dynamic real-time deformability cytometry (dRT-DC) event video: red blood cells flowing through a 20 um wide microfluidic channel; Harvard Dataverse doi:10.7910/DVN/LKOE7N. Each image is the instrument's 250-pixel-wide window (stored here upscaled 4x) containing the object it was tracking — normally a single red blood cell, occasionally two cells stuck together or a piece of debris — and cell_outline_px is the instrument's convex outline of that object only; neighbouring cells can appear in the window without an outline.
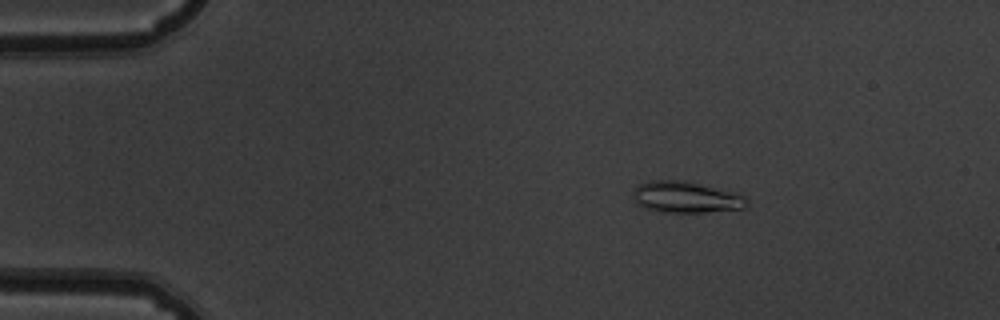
{"species": "common noctule bat (a hibernating species)", "species_latin": "Nyctalus noctula", "temperature_condition": "warm", "stored_images_in_passage": 49, "camera_frame_rate_fps": 3000, "um_per_image_px": 0.085, "animal": {"sex": "male", "body_mass_g": 19.5, "forearm_length_mm": 54.6}, "frame": {"image": 1, "passage_image": 5, "time_ms": 1.333, "image_size_px": [1000, 320], "cell_outline_px": [[748, 204], [744, 208], [704, 212], [656, 212], [644, 208], [636, 204], [632, 200], [632, 196], [636, 188], [640, 184], [648, 180], [684, 180], [744, 196], [748, 200]], "centroid_in_image_um": [58.22, 16.77], "position_along_channel_um": 26.8, "area_um2": 20.63}}
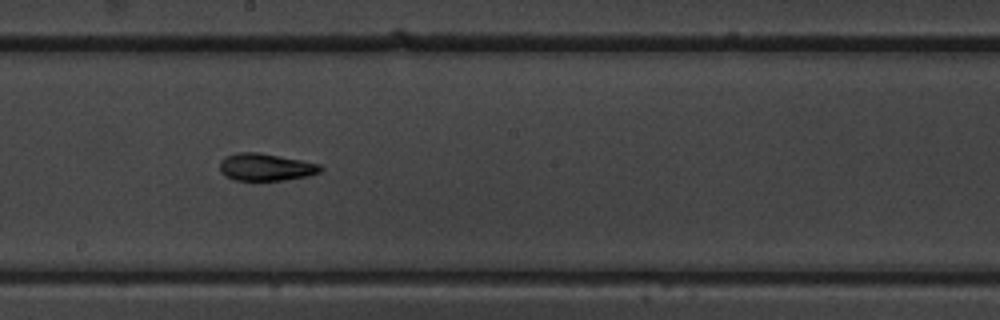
{"frame": {"image": 2, "passage_image": 26, "time_ms": 8.333, "image_size_px": [1000, 320], "cell_outline_px": [[324, 168], [320, 172], [308, 176], [284, 180], [232, 180], [224, 176], [220, 172], [220, 160], [224, 156], [236, 152], [260, 152], [320, 164]], "centroid_in_image_um": [22.55, 14.2], "position_along_channel_um": 225.7, "area_um2": 16.24}}
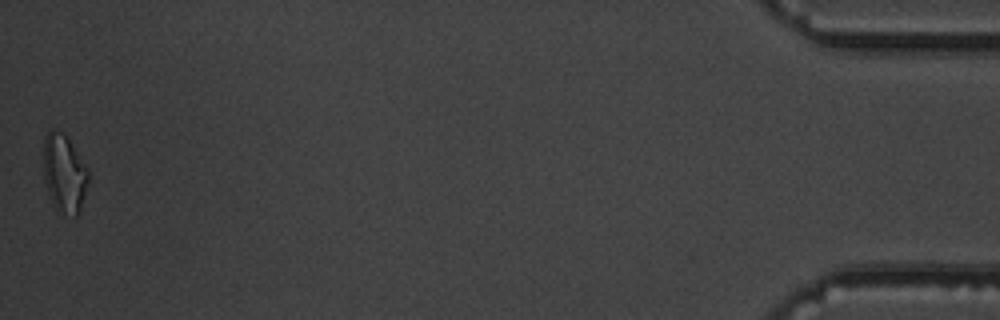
{"frame": {"image": 3, "passage_image": 49, "time_ms": 16.0, "image_size_px": [1000, 320], "cell_outline_px": [[88, 184], [80, 208], [76, 216], [64, 212], [56, 208], [52, 204], [44, 180], [44, 136], [52, 128], [56, 128], [72, 144], [88, 168]], "centroid_in_image_um": [5.45, 14.71], "position_along_channel_um": 429.7, "area_um2": 20.11}, "authors_computed_cell_mechanics": {"area_um2": 16.4152, "velocity_mm_per_s": 3.846, "shape_relaxation_time_tau1_ms": 9.6335, "shape_relaxation_time_tau2_ms": 3.3237, "deformation_change_tau1": 0.2706, "deformation_change_tau2": 0.1253}}